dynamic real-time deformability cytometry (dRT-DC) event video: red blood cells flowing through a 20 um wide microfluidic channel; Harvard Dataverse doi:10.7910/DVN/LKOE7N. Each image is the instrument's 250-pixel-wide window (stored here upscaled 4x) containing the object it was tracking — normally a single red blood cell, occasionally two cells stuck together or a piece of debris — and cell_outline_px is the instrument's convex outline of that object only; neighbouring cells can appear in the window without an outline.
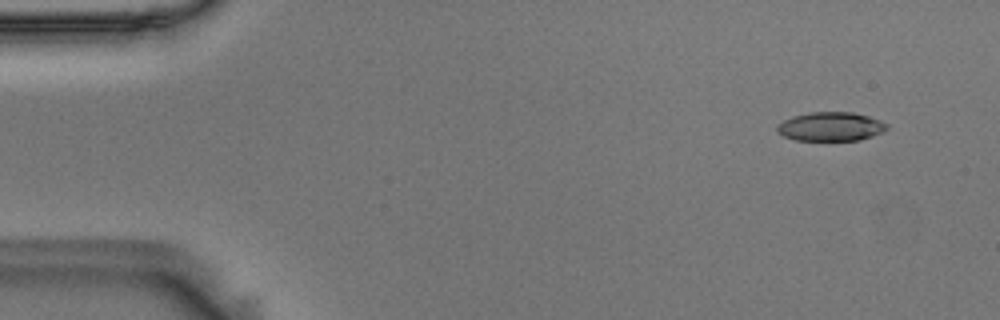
{"species": "Egyptian fruit bat (a non-hibernating species)", "species_latin": "Rousettus aegyptiacus", "temperature_condition": "room temperature", "stored_images_in_passage": 55, "camera_frame_rate_fps": 3000, "um_per_image_px": 0.085, "animal": {"sex": "male"}, "frame": {"image": 1, "passage_image": 4, "time_ms": 1.0, "image_size_px": [1000, 320], "cell_outline_px": [[888, 128], [884, 132], [860, 140], [796, 140], [784, 136], [776, 132], [776, 124], [792, 116], [812, 112], [852, 112], [868, 116], [880, 120], [888, 124]], "centroid_in_image_um": [70.61, 10.76], "position_along_channel_um": 14.4, "area_um2": 18.61}}
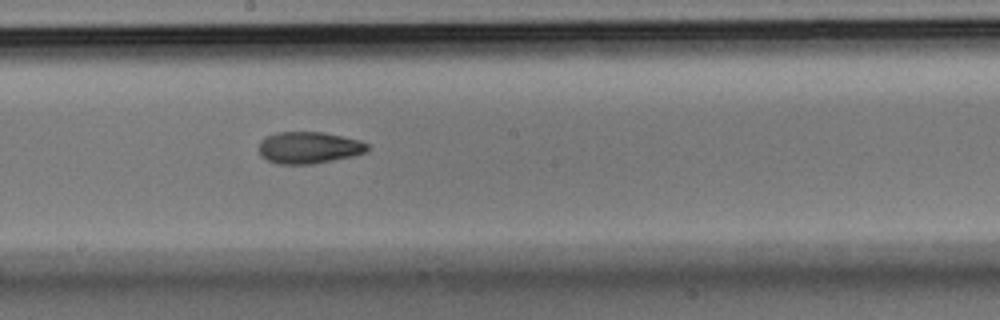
{"frame": {"image": 2, "passage_image": 30, "time_ms": 9.667, "image_size_px": [1000, 320], "cell_outline_px": [[368, 148], [364, 152], [352, 156], [312, 164], [276, 164], [260, 156], [260, 140], [276, 132], [320, 132], [360, 140], [368, 144]], "centroid_in_image_um": [26.22, 12.55], "position_along_channel_um": 222.0, "area_um2": 19.88}}
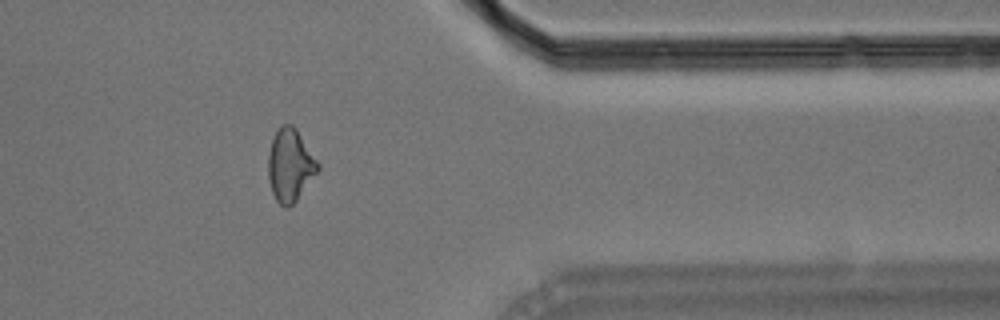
{"frame": {"image": 3, "passage_image": 45, "time_ms": 14.667, "image_size_px": [1000, 320], "cell_outline_px": [[320, 168], [296, 200], [288, 208], [284, 208], [276, 200], [272, 192], [268, 176], [268, 152], [276, 128], [280, 124], [292, 124], [296, 128], [320, 164]], "centroid_in_image_um": [24.64, 14.01], "position_along_channel_um": 386.8, "area_um2": 21.04}, "authors_computed_cell_mechanics": {"area_um2": 20.1144, "velocity_mm_per_s": 3.6072, "shape_relaxation_time_tau1_ms": 6.4604, "shape_relaxation_time_tau2_ms": 3.5625, "deformation_change_tau1": 0.1564, "deformation_change_tau2": 0.0992}}